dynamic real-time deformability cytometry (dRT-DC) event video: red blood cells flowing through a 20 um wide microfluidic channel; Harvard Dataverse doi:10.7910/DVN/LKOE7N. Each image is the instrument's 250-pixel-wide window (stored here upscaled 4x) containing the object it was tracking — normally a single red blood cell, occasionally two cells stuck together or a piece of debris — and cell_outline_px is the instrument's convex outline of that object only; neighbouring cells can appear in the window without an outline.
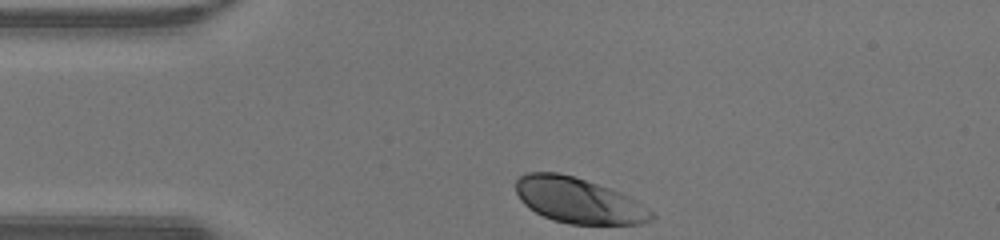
{"species": "human", "species_latin": "Homo sapiens", "temperature_condition": "warm", "stored_images_in_passage": 29, "camera_frame_rate_fps": 3000, "um_per_image_px": 0.085, "donor": {"sex": "male"}, "frame": {"image": 1, "passage_image": 1, "time_ms": 0.0, "image_size_px": [1000, 240], "cell_outline_px": [[656, 216], [652, 220], [640, 224], [568, 224], [552, 220], [528, 208], [520, 200], [516, 192], [516, 180], [520, 176], [528, 172], [556, 172], [572, 176], [620, 192], [636, 200], [648, 208]], "centroid_in_image_um": [49.16, 17.05], "position_along_channel_um": 35.8, "area_um2": 35.78}}
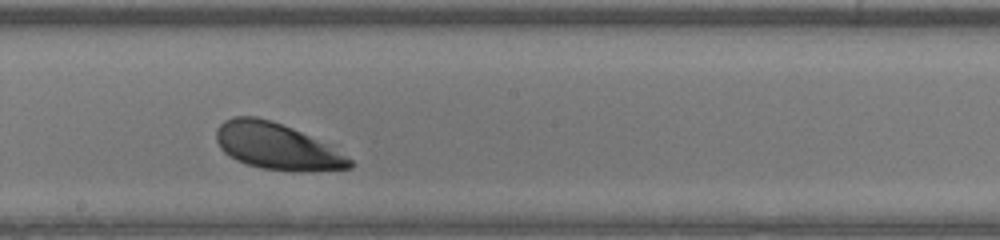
{"frame": {"image": 2, "passage_image": 17, "time_ms": 5.333, "image_size_px": [1000, 240], "cell_outline_px": [[352, 168], [260, 168], [236, 160], [224, 152], [220, 148], [216, 140], [216, 128], [224, 120], [232, 116], [256, 116], [272, 120], [292, 128], [324, 144], [352, 160]], "centroid_in_image_um": [23.35, 12.36], "position_along_channel_um": 224.8, "area_um2": 34.28}}
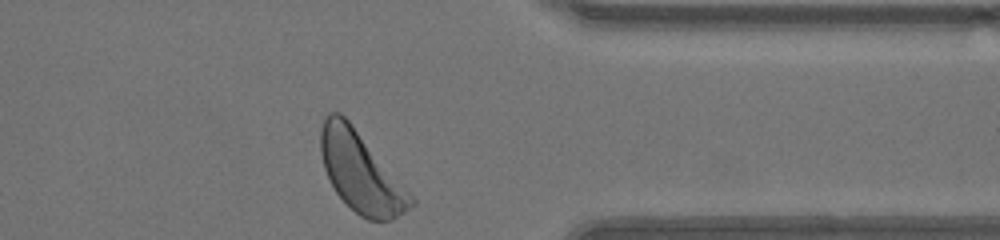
{"frame": {"image": 3, "passage_image": 29, "time_ms": 9.333, "image_size_px": [1000, 240], "cell_outline_px": [[416, 204], [392, 220], [368, 220], [360, 216], [336, 192], [324, 168], [320, 152], [320, 132], [324, 116], [328, 112], [340, 112], [348, 120], [416, 200]], "centroid_in_image_um": [30.65, 14.63], "position_along_channel_um": 380.8, "area_um2": 41.21}, "authors_computed_cell_mechanics": {"area_um2": 37.1076, "velocity_mm_per_s": 4.218, "shape_relaxation_time_tau1_ms": null, "shape_relaxation_time_tau2_ms": 2.5205, "deformation_change_tau1": null, "deformation_change_tau2": 0.1107}}